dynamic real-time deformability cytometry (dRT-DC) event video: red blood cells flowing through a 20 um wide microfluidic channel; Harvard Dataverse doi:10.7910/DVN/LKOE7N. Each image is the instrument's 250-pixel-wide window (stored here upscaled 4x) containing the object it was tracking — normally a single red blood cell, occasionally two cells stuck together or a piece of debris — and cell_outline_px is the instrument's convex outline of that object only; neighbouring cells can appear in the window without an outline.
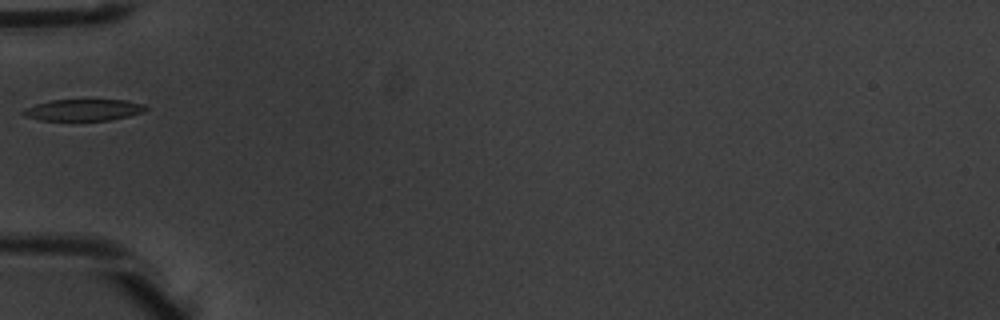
{"species": "common noctule bat (a hibernating species)", "species_latin": "Nyctalus noctula", "temperature_condition": "warm", "stored_images_in_passage": 5, "camera_frame_rate_fps": 3000, "um_per_image_px": 0.085, "animal": {"sex": "male", "body_mass_g": 20.1, "forearm_length_mm": 53.5}, "frame": {"image": 1, "passage_image": 4, "time_ms": 1.0, "image_size_px": [1000, 320], "cell_outline_px": [[148, 108], [144, 112], [128, 116], [108, 120], [40, 120], [24, 116], [20, 112], [24, 108], [36, 104], [52, 100], [124, 100], [144, 104]], "centroid_in_image_um": [7.07, 9.34], "position_along_channel_um": 77.9, "area_um2": 15.32}}